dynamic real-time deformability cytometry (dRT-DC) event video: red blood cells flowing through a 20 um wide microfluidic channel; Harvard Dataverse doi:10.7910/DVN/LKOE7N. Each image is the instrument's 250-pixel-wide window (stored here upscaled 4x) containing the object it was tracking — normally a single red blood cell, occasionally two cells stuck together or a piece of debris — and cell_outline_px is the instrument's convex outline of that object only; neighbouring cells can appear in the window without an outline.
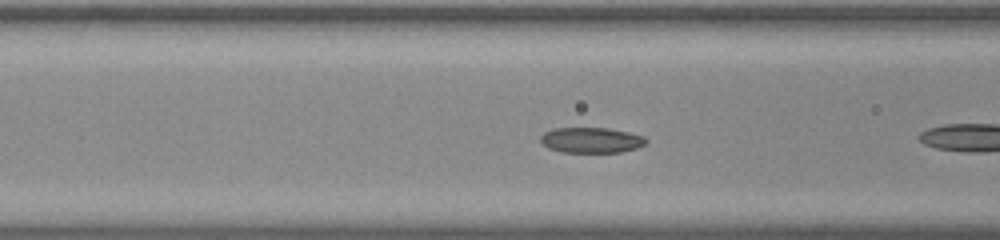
{"species": "common noctule bat (a hibernating species)", "species_latin": "Nyctalus noctula", "temperature_condition": "room temperature", "stored_images_in_passage": 17, "camera_frame_rate_fps": 3000, "um_per_image_px": 0.085, "animal": {"sex": "male", "body_mass_g": 20.0, "forearm_length_mm": 53.3}, "frame": {"image": 1, "passage_image": 6, "time_ms": 1.667, "image_size_px": [1000, 240], "cell_outline_px": [[648, 144], [636, 148], [620, 152], [560, 152], [548, 148], [540, 140], [540, 136], [544, 132], [552, 128], [608, 128], [628, 132], [644, 136], [648, 140]], "centroid_in_image_um": [50.27, 11.91], "position_along_channel_um": 116.3, "area_um2": 15.78}}
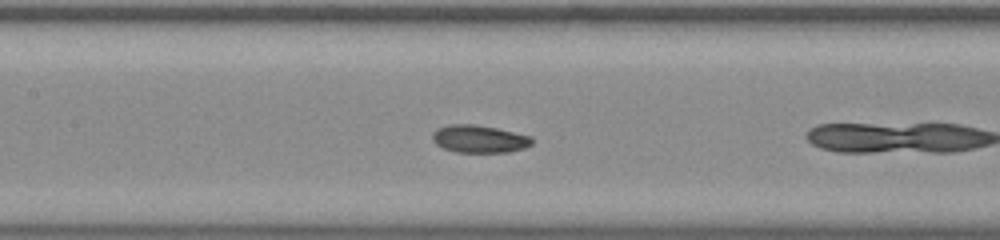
{"frame": {"image": 2, "passage_image": 10, "time_ms": 3.0, "image_size_px": [1000, 240], "cell_outline_px": [[532, 144], [524, 148], [508, 152], [456, 152], [444, 148], [436, 144], [432, 140], [432, 132], [436, 128], [448, 124], [472, 124], [496, 128], [532, 136]], "centroid_in_image_um": [40.71, 11.8], "position_along_channel_um": 166.7, "area_um2": 16.07}}